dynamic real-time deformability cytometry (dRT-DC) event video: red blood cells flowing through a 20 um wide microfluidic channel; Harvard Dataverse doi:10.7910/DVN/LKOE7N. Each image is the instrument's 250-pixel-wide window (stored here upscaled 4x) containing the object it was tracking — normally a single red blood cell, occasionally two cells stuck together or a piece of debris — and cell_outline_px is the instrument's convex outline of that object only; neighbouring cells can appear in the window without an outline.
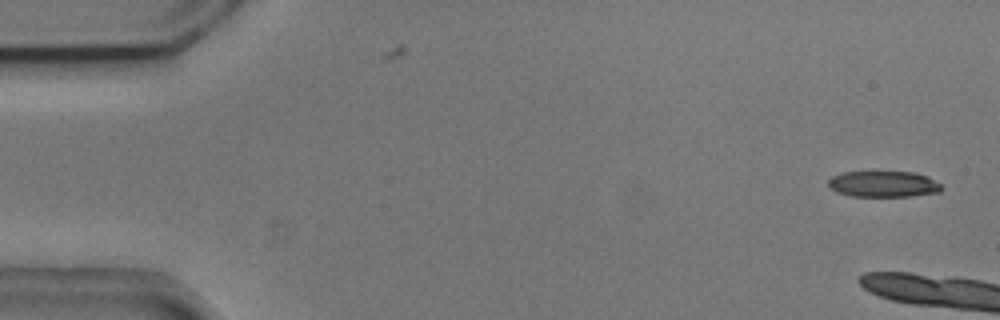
{"species": "common noctule bat (a hibernating species)", "species_latin": "Nyctalus noctula", "temperature_condition": "cold", "stored_images_in_passage": 4, "camera_frame_rate_fps": 3000, "um_per_image_px": 0.085, "animal": {"sex": "male", "body_mass_g": 20.5, "forearm_length_mm": 52.5}, "frame": {"image": 1, "passage_image": 1, "time_ms": 0.0, "image_size_px": [1000, 320], "cell_outline_px": [[944, 188], [940, 192], [912, 196], [852, 196], [836, 192], [828, 184], [828, 180], [832, 176], [844, 172], [872, 168], [876, 168], [916, 172], [928, 176], [940, 184]], "centroid_in_image_um": [75.1, 15.57], "position_along_channel_um": 9.9, "area_um2": 18.32}}